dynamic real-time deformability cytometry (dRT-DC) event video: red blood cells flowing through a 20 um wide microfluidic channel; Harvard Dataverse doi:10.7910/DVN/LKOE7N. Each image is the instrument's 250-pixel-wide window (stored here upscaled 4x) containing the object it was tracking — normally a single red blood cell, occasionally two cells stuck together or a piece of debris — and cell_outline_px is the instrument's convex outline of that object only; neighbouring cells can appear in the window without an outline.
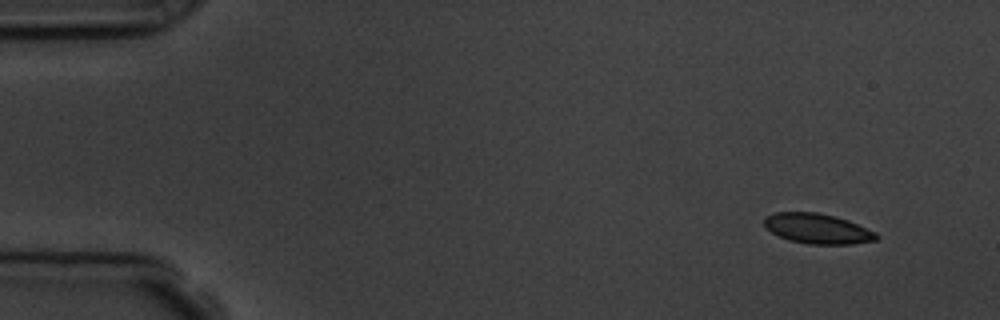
{"species": "common noctule bat (a hibernating species)", "species_latin": "Nyctalus noctula", "temperature_condition": "room temperature", "stored_images_in_passage": 5, "camera_frame_rate_fps": 3000, "um_per_image_px": 0.085, "animal": {"sex": "male", "body_mass_g": 19.5, "forearm_length_mm": 54.6}, "frame": {"image": 1, "passage_image": 1, "time_ms": 0.0, "image_size_px": [1000, 320], "cell_outline_px": [[880, 236], [876, 240], [848, 244], [808, 244], [788, 240], [764, 228], [764, 216], [776, 212], [816, 212], [836, 216], [848, 220], [876, 232]], "centroid_in_image_um": [69.47, 19.43], "position_along_channel_um": 15.5, "area_um2": 19.77}}
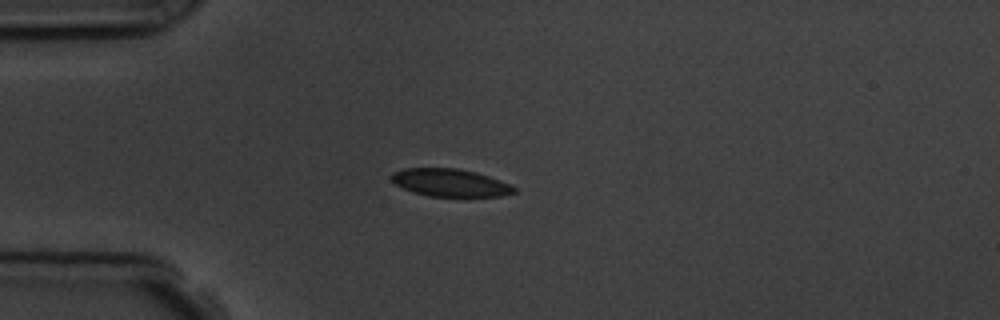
{"frame": {"image": 2, "passage_image": 3, "time_ms": 3.333, "image_size_px": [1000, 320], "cell_outline_px": [[516, 192], [500, 196], [428, 196], [412, 192], [396, 184], [392, 180], [392, 172], [404, 168], [456, 168], [476, 172], [488, 176], [508, 184], [516, 188]], "centroid_in_image_um": [38.24, 15.52], "position_along_channel_um": 46.8, "area_um2": 19.54}}